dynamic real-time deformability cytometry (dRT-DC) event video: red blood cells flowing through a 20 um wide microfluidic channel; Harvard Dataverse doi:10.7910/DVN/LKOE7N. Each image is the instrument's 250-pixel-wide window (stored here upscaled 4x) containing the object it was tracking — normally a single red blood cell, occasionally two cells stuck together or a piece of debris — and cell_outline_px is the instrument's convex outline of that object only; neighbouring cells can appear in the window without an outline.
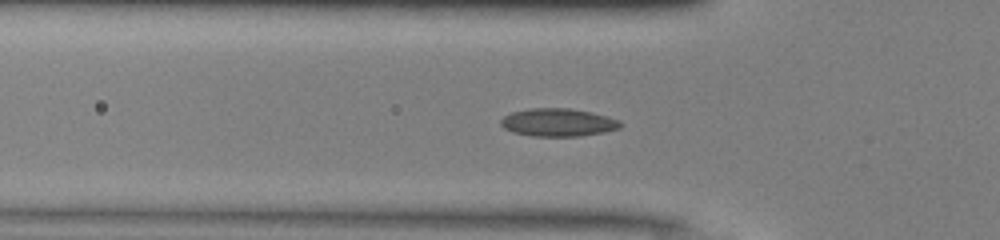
{"species": "common noctule bat (a hibernating species)", "species_latin": "Nyctalus noctula", "temperature_condition": "warm", "stored_images_in_passage": 40, "camera_frame_rate_fps": 3000, "um_per_image_px": 0.085, "animal": {"sex": "male", "body_mass_g": 13.0, "forearm_length_mm": 53.1}, "frame": {"image": 1, "passage_image": 16, "time_ms": 5.0, "image_size_px": [1000, 240], "cell_outline_px": [[624, 124], [620, 128], [604, 132], [580, 136], [532, 136], [512, 132], [504, 128], [500, 124], [500, 120], [504, 116], [512, 112], [532, 108], [568, 108], [592, 112], [608, 116], [620, 120]], "centroid_in_image_um": [47.46, 10.4], "position_along_channel_um": 78.3, "area_um2": 19.59}}
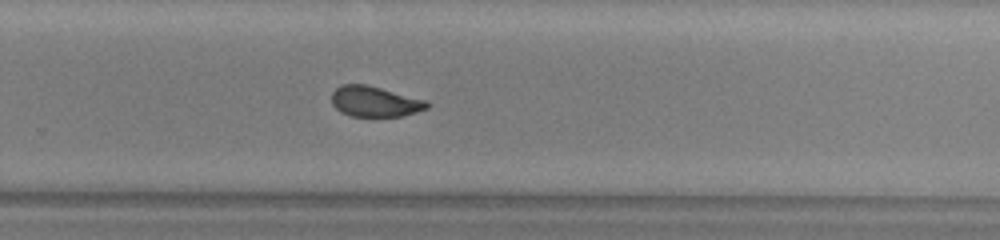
{"frame": {"image": 2, "passage_image": 32, "time_ms": 10.333, "image_size_px": [1000, 240], "cell_outline_px": [[432, 104], [428, 108], [416, 112], [400, 116], [352, 116], [340, 112], [332, 104], [332, 92], [340, 84], [364, 84], [380, 88], [424, 100]], "centroid_in_image_um": [31.83, 8.63], "position_along_channel_um": 298.0, "area_um2": 16.76}}
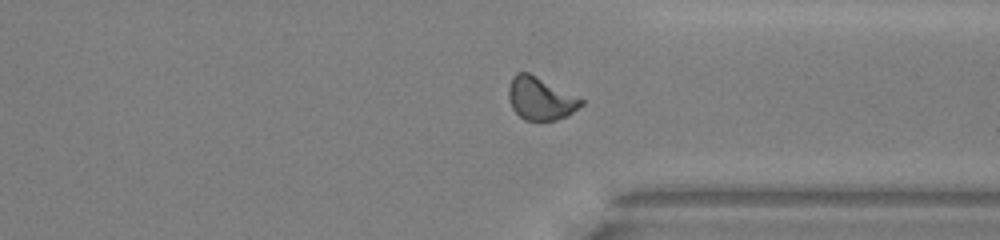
{"frame": {"image": 3, "passage_image": 37, "time_ms": 12.0, "image_size_px": [1000, 240], "cell_outline_px": [[584, 104], [568, 116], [556, 120], [524, 120], [512, 108], [508, 100], [508, 88], [512, 76], [516, 72], [528, 72], [584, 100]], "centroid_in_image_um": [45.92, 8.38], "position_along_channel_um": 365.5, "area_um2": 18.03}}